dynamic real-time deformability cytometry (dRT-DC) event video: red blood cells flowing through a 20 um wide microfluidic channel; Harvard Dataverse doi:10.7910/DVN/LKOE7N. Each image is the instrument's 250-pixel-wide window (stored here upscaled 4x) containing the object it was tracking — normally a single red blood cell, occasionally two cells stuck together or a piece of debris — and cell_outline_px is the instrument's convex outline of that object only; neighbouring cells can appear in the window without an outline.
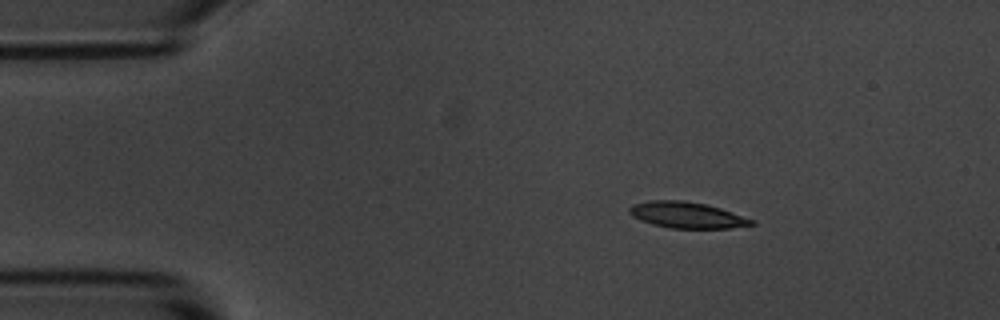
{"species": "common noctule bat (a hibernating species)", "species_latin": "Nyctalus noctula", "temperature_condition": "room temperature", "stored_images_in_passage": 3, "camera_frame_rate_fps": 3000, "um_per_image_px": 0.085, "animal": {"sex": "male", "body_mass_g": 20.1, "forearm_length_mm": 53.5}, "frame": {"image": 1, "passage_image": 2, "time_ms": 1.0, "image_size_px": [1000, 320], "cell_outline_px": [[756, 224], [728, 228], [668, 228], [652, 224], [632, 216], [628, 212], [628, 208], [632, 204], [652, 200], [684, 200], [704, 204], [720, 208], [756, 220]], "centroid_in_image_um": [58.38, 18.28], "position_along_channel_um": 26.6, "area_um2": 18.61}}